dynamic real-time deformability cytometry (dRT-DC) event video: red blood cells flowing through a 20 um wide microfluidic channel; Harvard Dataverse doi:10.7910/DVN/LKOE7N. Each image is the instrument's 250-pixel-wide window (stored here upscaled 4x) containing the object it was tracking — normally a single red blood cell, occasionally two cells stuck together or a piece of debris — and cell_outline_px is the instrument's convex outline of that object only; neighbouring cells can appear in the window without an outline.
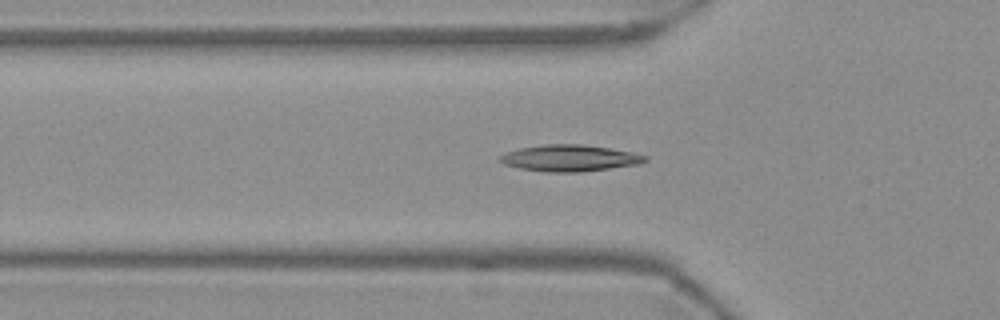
{"species": "Egyptian fruit bat (a non-hibernating species)", "species_latin": "Rousettus aegyptiacus", "temperature_condition": "warm", "stored_images_in_passage": 56, "camera_frame_rate_fps": 3000, "um_per_image_px": 0.085, "frame": {"image": 1, "passage_image": 18, "time_ms": 5.667, "image_size_px": [1000, 320], "cell_outline_px": [[648, 160], [640, 164], [580, 172], [544, 172], [520, 168], [504, 164], [500, 160], [500, 156], [504, 152], [520, 148], [544, 144], [584, 144], [632, 152], [648, 156]], "centroid_in_image_um": [48.43, 13.43], "position_along_channel_um": 77.4, "area_um2": 22.43}}
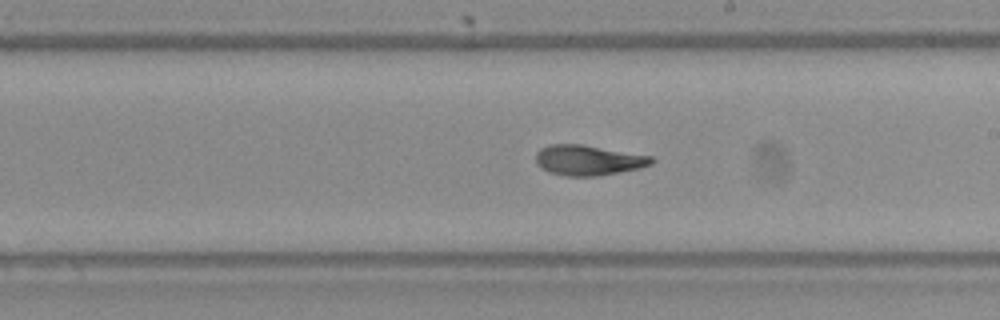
{"frame": {"image": 2, "passage_image": 31, "time_ms": 10.0, "image_size_px": [1000, 320], "cell_outline_px": [[656, 160], [652, 164], [640, 168], [596, 176], [564, 176], [548, 172], [540, 168], [536, 164], [536, 152], [540, 148], [552, 144], [584, 144], [652, 156]], "centroid_in_image_um": [49.99, 13.61], "position_along_channel_um": 239.0, "area_um2": 20.63}}
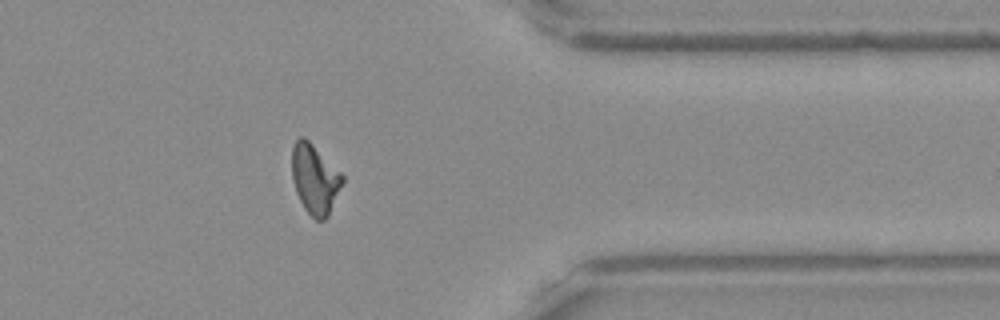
{"frame": {"image": 3, "passage_image": 44, "time_ms": 14.333, "image_size_px": [1000, 320], "cell_outline_px": [[344, 180], [328, 216], [324, 220], [316, 220], [304, 208], [296, 192], [292, 180], [292, 148], [296, 140], [300, 136], [304, 136], [344, 176]], "centroid_in_image_um": [26.74, 15.22], "position_along_channel_um": 384.7, "area_um2": 20.23}, "authors_computed_cell_mechanics": {"area_um2": 20.4901, "velocity_mm_per_s": 3.6997, "shape_relaxation_time_tau1_ms": 9.412, "shape_relaxation_time_tau2_ms": 2.3303, "deformation_change_tau1": 0.2238, "deformation_change_tau2": 0.086}}